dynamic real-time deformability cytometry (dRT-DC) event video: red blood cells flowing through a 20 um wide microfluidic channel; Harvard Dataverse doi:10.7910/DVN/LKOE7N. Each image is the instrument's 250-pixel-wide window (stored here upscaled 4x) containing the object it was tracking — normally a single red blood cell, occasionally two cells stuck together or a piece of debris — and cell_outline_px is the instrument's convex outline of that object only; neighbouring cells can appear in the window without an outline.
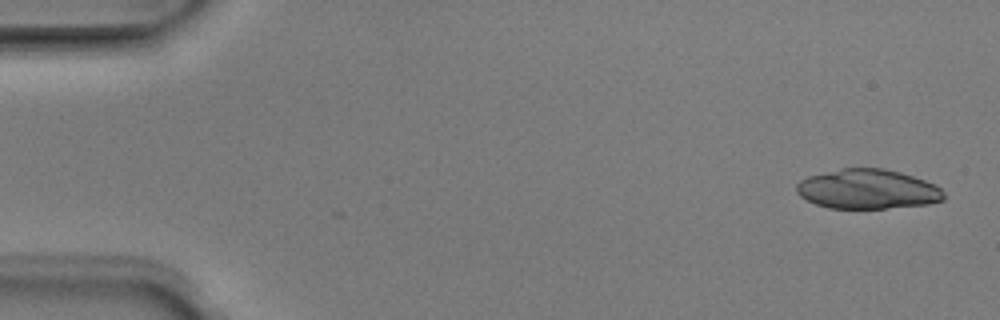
{"species": "Egyptian fruit bat (a non-hibernating species)", "species_latin": "Rousettus aegyptiacus", "temperature_condition": "room temperature", "stored_images_in_passage": 5, "camera_frame_rate_fps": 3000, "um_per_image_px": 0.085, "animal": {"sex": "male"}, "frame": {"image": 1, "passage_image": 1, "time_ms": 0.0, "image_size_px": [1000, 320], "cell_outline_px": [[944, 200], [928, 204], [884, 208], [828, 208], [816, 204], [800, 196], [796, 192], [796, 184], [800, 180], [808, 176], [840, 168], [884, 168], [900, 172], [936, 184], [944, 192]], "centroid_in_image_um": [73.74, 16.07], "position_along_channel_um": 11.3, "area_um2": 34.04}}